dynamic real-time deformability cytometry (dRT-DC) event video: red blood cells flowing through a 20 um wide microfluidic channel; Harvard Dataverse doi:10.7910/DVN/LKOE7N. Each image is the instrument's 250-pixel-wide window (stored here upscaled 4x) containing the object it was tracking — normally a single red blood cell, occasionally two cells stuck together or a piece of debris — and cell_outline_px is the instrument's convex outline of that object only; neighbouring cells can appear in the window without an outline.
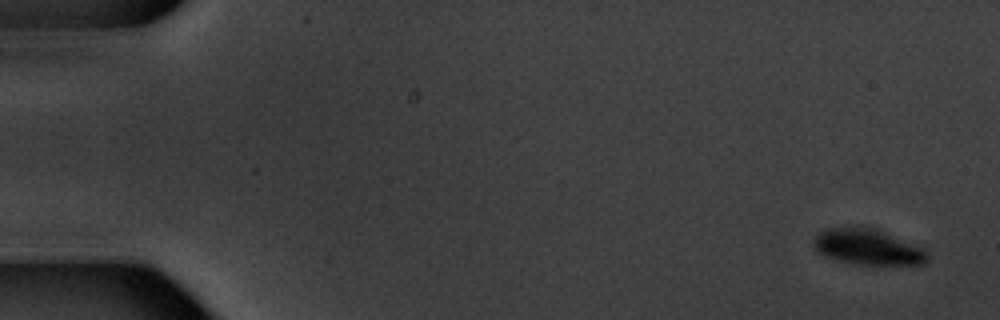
{"species": "common noctule bat (a hibernating species)", "species_latin": "Nyctalus noctula", "temperature_condition": "warm", "stored_images_in_passage": 6, "segment_of_instrument_passage": [2, 2], "camera_frame_rate_fps": 3000, "um_per_image_px": 0.085, "animal": {"sex": "male", "body_mass_g": 20.1, "forearm_length_mm": 53.5}, "frame": {"image": 1, "passage_image": 6, "time_ms": 6.667, "image_size_px": [1000, 320], "cell_outline_px": [[928, 260], [924, 264], [856, 264], [824, 256], [812, 244], [816, 236], [820, 232], [828, 228], [852, 224], [864, 224], [880, 228], [924, 248], [928, 252]], "centroid_in_image_um": [73.79, 20.92], "position_along_channel_um": 11.2, "area_um2": 24.45}}